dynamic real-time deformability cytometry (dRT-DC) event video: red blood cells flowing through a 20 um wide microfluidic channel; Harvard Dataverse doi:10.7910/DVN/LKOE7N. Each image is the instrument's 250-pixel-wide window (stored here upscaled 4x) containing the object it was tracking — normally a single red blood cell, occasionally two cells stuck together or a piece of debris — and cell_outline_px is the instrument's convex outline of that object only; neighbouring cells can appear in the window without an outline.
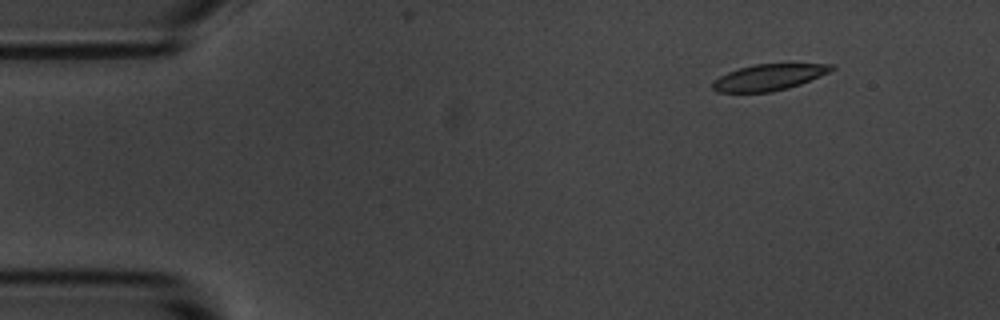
{"species": "common noctule bat (a hibernating species)", "species_latin": "Nyctalus noctula", "temperature_condition": "room temperature", "stored_images_in_passage": 2, "camera_frame_rate_fps": 3000, "um_per_image_px": 0.085, "animal": {"sex": "male", "body_mass_g": 20.1, "forearm_length_mm": 53.5}, "frame": {"image": 1, "passage_image": 2, "time_ms": 1.333, "image_size_px": [1000, 320], "cell_outline_px": [[836, 68], [828, 72], [800, 84], [788, 88], [772, 92], [716, 92], [712, 88], [712, 80], [728, 72], [752, 64], [832, 64]], "centroid_in_image_um": [65.3, 6.57], "position_along_channel_um": 19.7, "area_um2": 18.03}}